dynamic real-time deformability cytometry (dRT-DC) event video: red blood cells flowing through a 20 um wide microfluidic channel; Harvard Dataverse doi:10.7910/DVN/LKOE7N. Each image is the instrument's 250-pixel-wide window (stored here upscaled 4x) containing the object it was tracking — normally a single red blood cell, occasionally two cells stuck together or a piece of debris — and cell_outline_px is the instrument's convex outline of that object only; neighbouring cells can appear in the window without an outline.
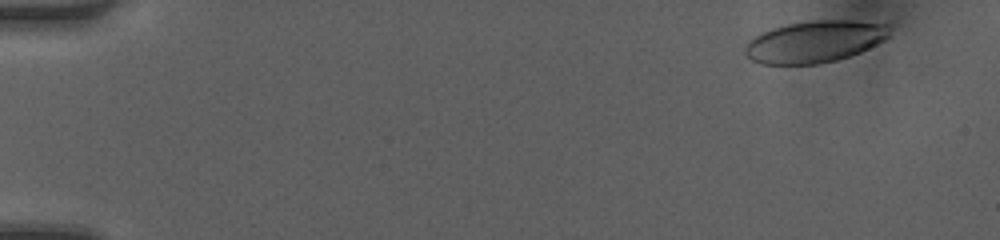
{"species": "human", "species_latin": "Homo sapiens", "temperature_condition": "room temperature", "stored_images_in_passage": 27, "camera_frame_rate_fps": 3000, "um_per_image_px": 0.085, "donor": {"sex": "female"}, "frame": {"image": 1, "passage_image": 1, "time_ms": 0.0, "image_size_px": [1000, 240], "cell_outline_px": [[892, 36], [860, 52], [836, 60], [820, 64], [760, 64], [752, 60], [744, 52], [744, 48], [748, 40], [752, 36], [760, 32], [772, 28], [788, 24], [812, 20], [848, 20], [888, 24]], "centroid_in_image_um": [69.23, 3.53], "position_along_channel_um": 15.8, "area_um2": 35.43}}
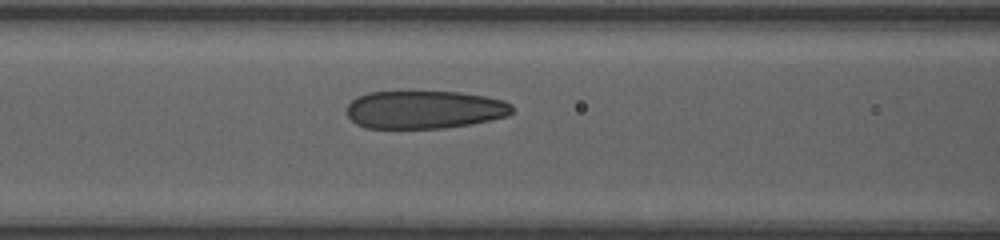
{"frame": {"image": 2, "passage_image": 18, "time_ms": 5.667, "image_size_px": [1000, 240], "cell_outline_px": [[512, 112], [508, 116], [468, 124], [444, 128], [368, 128], [356, 124], [348, 116], [348, 104], [356, 96], [368, 92], [460, 92], [484, 96], [504, 100], [512, 104]], "centroid_in_image_um": [36.07, 9.31], "position_along_channel_um": 130.5, "area_um2": 36.53}}
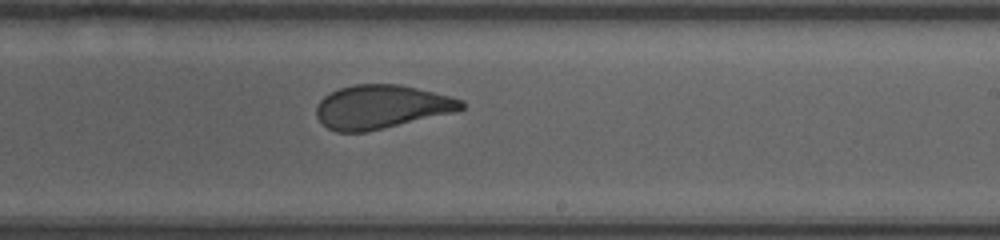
{"frame": {"image": 3, "passage_image": 27, "time_ms": 8.667, "image_size_px": [1000, 240], "cell_outline_px": [[464, 108], [456, 112], [368, 132], [336, 132], [328, 128], [316, 116], [316, 104], [324, 96], [340, 88], [352, 84], [400, 84], [464, 100]], "centroid_in_image_um": [32.41, 9.09], "position_along_channel_um": 256.6, "area_um2": 36.99}}